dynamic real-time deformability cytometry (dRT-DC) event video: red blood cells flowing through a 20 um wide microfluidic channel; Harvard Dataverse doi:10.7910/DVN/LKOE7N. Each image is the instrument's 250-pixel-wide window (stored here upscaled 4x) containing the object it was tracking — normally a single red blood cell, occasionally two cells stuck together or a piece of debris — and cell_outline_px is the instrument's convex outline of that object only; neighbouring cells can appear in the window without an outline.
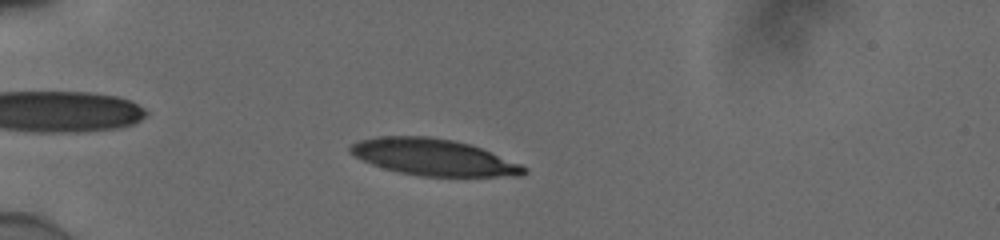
{"species": "human", "species_latin": "Homo sapiens", "temperature_condition": "cold", "stored_images_in_passage": 50, "camera_frame_rate_fps": 3000, "um_per_image_px": 0.085, "donor": {"sex": "male"}, "frame": {"image": 1, "passage_image": 12, "time_ms": 3.667, "image_size_px": [1000, 240], "cell_outline_px": [[528, 172], [520, 176], [420, 176], [400, 172], [384, 168], [372, 164], [348, 152], [348, 148], [352, 144], [360, 140], [376, 136], [428, 136], [452, 140], [468, 144], [480, 148], [520, 164], [528, 168]], "centroid_in_image_um": [36.84, 13.36], "position_along_channel_um": 48.2, "area_um2": 36.65}}
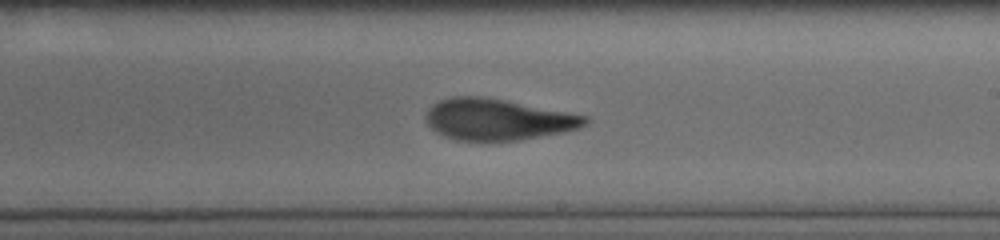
{"frame": {"image": 2, "passage_image": 30, "time_ms": 9.667, "image_size_px": [1000, 240], "cell_outline_px": [[588, 124], [580, 128], [564, 132], [520, 140], [456, 140], [436, 132], [428, 124], [428, 108], [432, 104], [440, 100], [452, 96], [484, 96], [588, 116]], "centroid_in_image_um": [42.33, 10.15], "position_along_channel_um": 246.7, "area_um2": 38.03}}
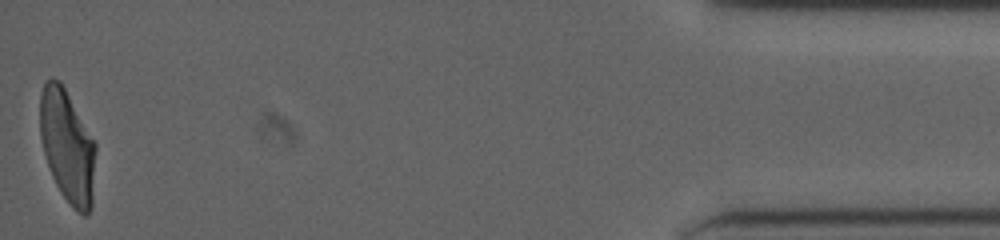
{"frame": {"image": 3, "passage_image": 50, "time_ms": 16.333, "image_size_px": [1000, 240], "cell_outline_px": [[96, 148], [92, 204], [88, 212], [84, 216], [72, 208], [60, 192], [52, 176], [44, 152], [40, 136], [40, 92], [44, 84], [52, 76], [60, 80], [96, 144]], "centroid_in_image_um": [5.72, 12.42], "position_along_channel_um": 429.5, "area_um2": 36.47}, "authors_computed_cell_mechanics": {"area_um2": 37.9168, "velocity_mm_per_s": 3.8868, "shape_relaxation_time_tau1_ms": 5.0019, "shape_relaxation_time_tau2_ms": 1.6671, "deformation_change_tau1": 0.2004, "deformation_change_tau2": 0.0971}}